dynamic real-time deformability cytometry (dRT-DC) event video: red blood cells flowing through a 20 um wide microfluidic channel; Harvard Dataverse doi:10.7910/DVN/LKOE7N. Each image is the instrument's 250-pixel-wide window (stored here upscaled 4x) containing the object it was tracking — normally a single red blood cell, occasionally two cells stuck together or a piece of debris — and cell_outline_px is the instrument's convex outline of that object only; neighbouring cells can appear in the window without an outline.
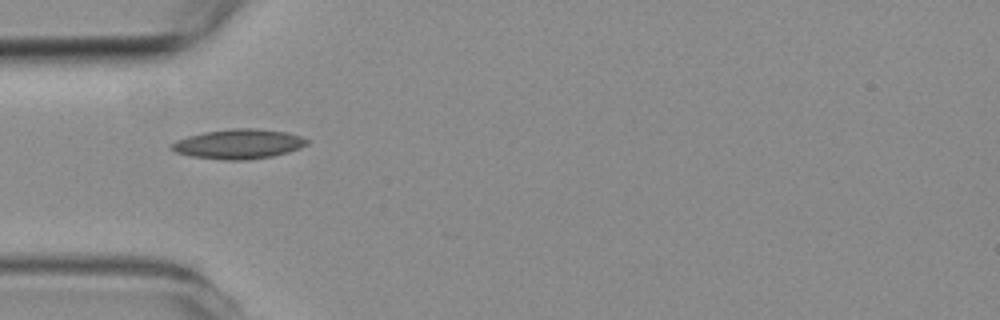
{"species": "common noctule bat (a hibernating species)", "species_latin": "Nyctalus noctula", "temperature_condition": "room temperature", "stored_images_in_passage": 3, "camera_frame_rate_fps": 3000, "um_per_image_px": 0.085, "animal": {"sex": "female", "body_mass_g": 19.3, "forearm_length_mm": 54.1}, "frame": {"image": 1, "passage_image": 1, "time_ms": 0.0, "image_size_px": [1000, 320], "cell_outline_px": [[308, 144], [300, 148], [288, 152], [272, 156], [244, 160], [224, 160], [192, 156], [176, 152], [172, 148], [172, 144], [176, 140], [188, 136], [204, 132], [232, 128], [256, 128], [284, 132], [300, 136], [308, 140]], "centroid_in_image_um": [20.29, 12.24], "position_along_channel_um": 64.7, "area_um2": 23.18}}
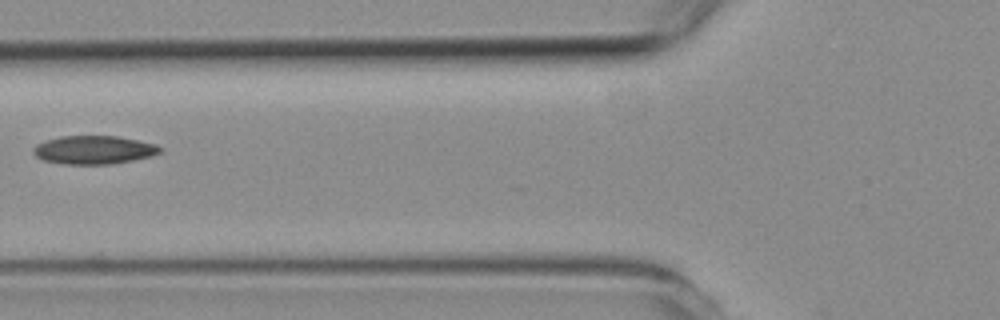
{"frame": {"image": 2, "passage_image": 2, "time_ms": 1.333, "image_size_px": [1000, 320], "cell_outline_px": [[164, 148], [160, 152], [152, 156], [112, 164], [64, 164], [44, 160], [36, 156], [32, 152], [32, 148], [36, 144], [60, 136], [116, 136], [156, 144]], "centroid_in_image_um": [7.98, 12.74], "position_along_channel_um": 117.8, "area_um2": 20.92}}
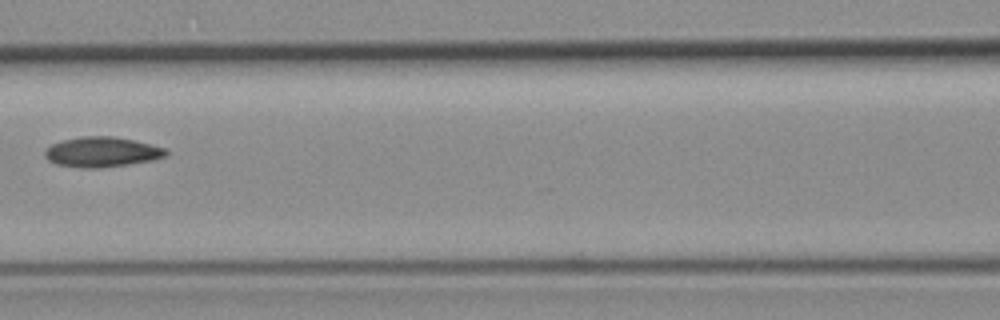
{"frame": {"image": 3, "passage_image": 3, "time_ms": 2.333, "image_size_px": [1000, 320], "cell_outline_px": [[168, 152], [164, 156], [152, 160], [128, 164], [100, 168], [80, 168], [56, 164], [48, 160], [44, 156], [44, 152], [52, 144], [64, 140], [80, 136], [112, 136], [132, 140], [164, 148]], "centroid_in_image_um": [8.61, 12.92], "position_along_channel_um": 158.0, "area_um2": 20.98}}